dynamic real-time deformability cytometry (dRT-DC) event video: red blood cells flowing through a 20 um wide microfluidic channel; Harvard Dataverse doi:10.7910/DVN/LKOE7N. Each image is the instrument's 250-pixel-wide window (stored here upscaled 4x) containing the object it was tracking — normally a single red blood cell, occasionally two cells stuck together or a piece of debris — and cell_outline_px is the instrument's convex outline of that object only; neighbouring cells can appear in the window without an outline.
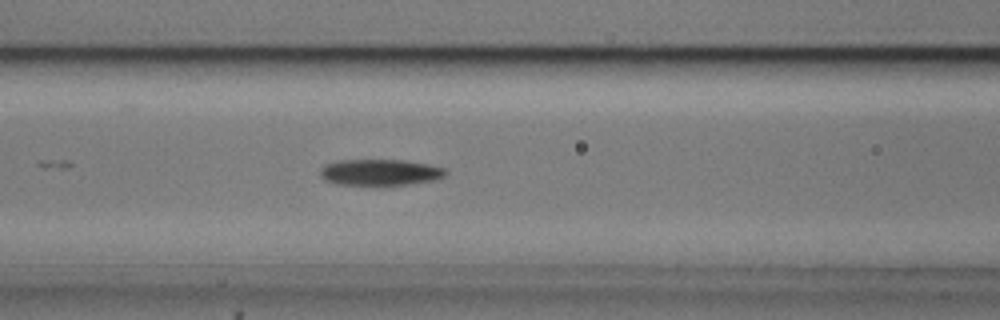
{"species": "common noctule bat (a hibernating species)", "species_latin": "Nyctalus noctula", "temperature_condition": "cold", "stored_images_in_passage": 39, "camera_frame_rate_fps": 3000, "um_per_image_px": 0.085, "animal": {"sex": "male", "body_mass_g": 20.5, "forearm_length_mm": 52.5}, "frame": {"image": 1, "passage_image": 7, "time_ms": 2.0, "image_size_px": [1000, 320], "cell_outline_px": [[440, 172], [432, 176], [408, 180], [348, 180], [328, 176], [328, 168], [344, 164], [412, 164], [432, 168]], "centroid_in_image_um": [32.36, 14.61], "position_along_channel_um": 134.2, "area_um2": 11.1}}
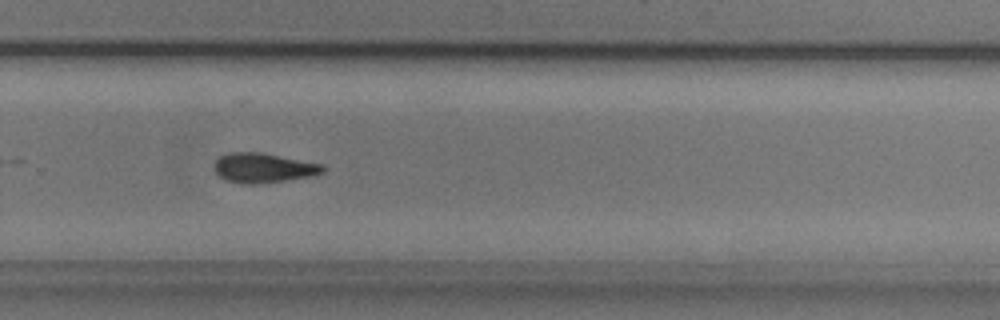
{"frame": {"image": 2, "passage_image": 21, "time_ms": 6.667, "image_size_px": [1000, 320], "cell_outline_px": [[320, 168], [316, 172], [292, 176], [256, 180], [240, 180], [228, 176], [220, 172], [216, 164], [220, 160], [228, 156], [268, 156], [312, 164]], "centroid_in_image_um": [22.32, 14.25], "position_along_channel_um": 307.5, "area_um2": 13.18}}
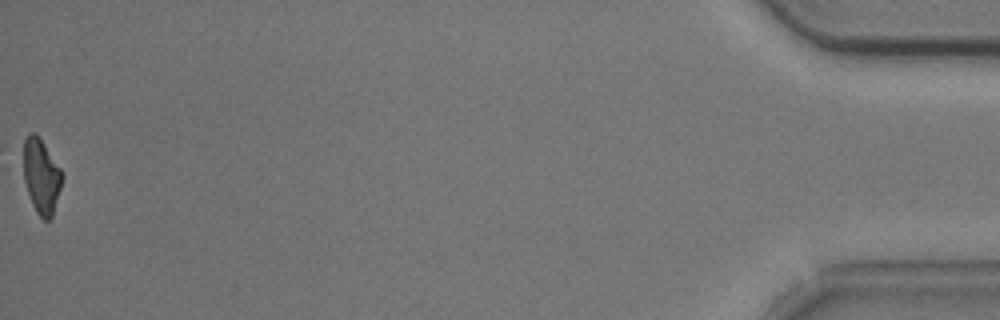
{"frame": {"image": 3, "passage_image": 39, "time_ms": 12.667, "image_size_px": [1000, 320], "cell_outline_px": [[60, 184], [52, 212], [48, 216], [44, 216], [36, 208], [32, 200], [28, 188], [24, 172], [24, 144], [28, 136], [36, 136], [40, 140], [60, 172]], "centroid_in_image_um": [3.47, 14.92], "position_along_channel_um": 431.7, "area_um2": 14.39}}